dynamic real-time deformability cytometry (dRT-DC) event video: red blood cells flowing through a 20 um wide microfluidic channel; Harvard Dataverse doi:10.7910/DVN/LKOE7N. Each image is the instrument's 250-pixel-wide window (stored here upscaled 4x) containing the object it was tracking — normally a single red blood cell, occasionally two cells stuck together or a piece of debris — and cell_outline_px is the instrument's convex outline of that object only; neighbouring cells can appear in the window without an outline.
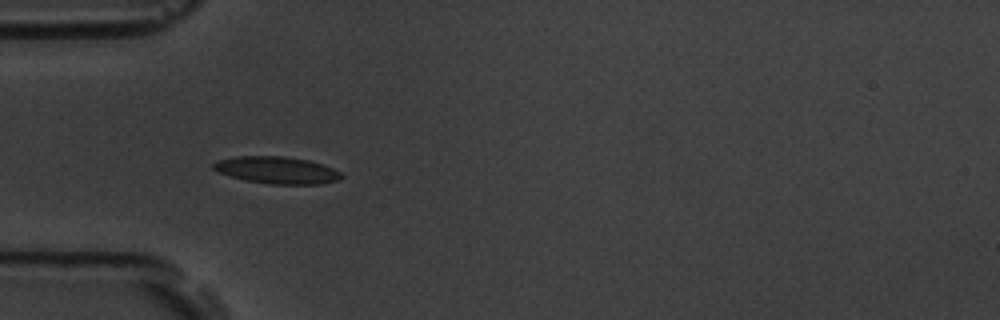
{"species": "common noctule bat (a hibernating species)", "species_latin": "Nyctalus noctula", "temperature_condition": "room temperature", "stored_images_in_passage": 6, "camera_frame_rate_fps": 3000, "um_per_image_px": 0.085, "animal": {"sex": "male", "body_mass_g": 19.5, "forearm_length_mm": 54.6}, "frame": {"image": 1, "passage_image": 5, "time_ms": 4.667, "image_size_px": [1000, 320], "cell_outline_px": [[344, 176], [340, 180], [320, 184], [268, 184], [248, 180], [216, 172], [212, 168], [212, 164], [216, 160], [236, 156], [284, 156], [308, 160], [324, 164], [340, 172]], "centroid_in_image_um": [23.54, 14.45], "position_along_channel_um": 61.5, "area_um2": 20.29}}
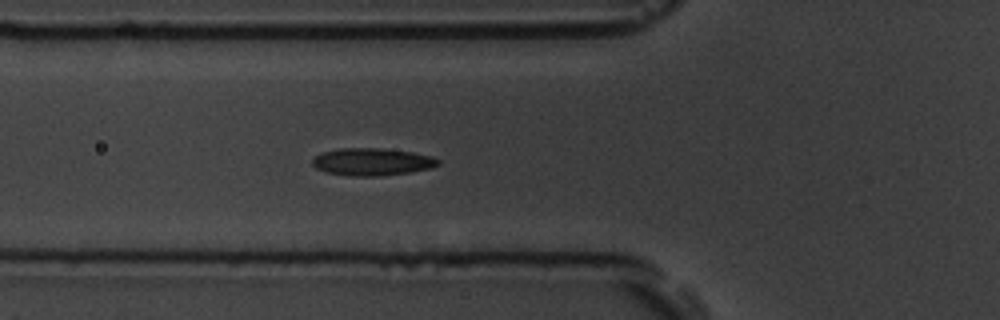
{"frame": {"image": 2, "passage_image": 6, "time_ms": 5.667, "image_size_px": [1000, 320], "cell_outline_px": [[440, 164], [432, 168], [412, 172], [380, 176], [348, 176], [324, 172], [316, 168], [312, 164], [312, 160], [320, 152], [340, 148], [384, 148], [412, 152], [432, 156], [440, 160]], "centroid_in_image_um": [31.63, 13.76], "position_along_channel_um": 94.2, "area_um2": 20.4}}